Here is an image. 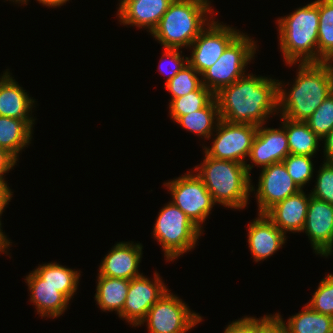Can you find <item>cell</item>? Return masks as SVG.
Returning a JSON list of instances; mask_svg holds the SVG:
<instances>
[{
	"label": "cell",
	"mask_w": 333,
	"mask_h": 333,
	"mask_svg": "<svg viewBox=\"0 0 333 333\" xmlns=\"http://www.w3.org/2000/svg\"><path fill=\"white\" fill-rule=\"evenodd\" d=\"M10 194L0 185V204L4 202Z\"/></svg>",
	"instance_id": "obj_42"
},
{
	"label": "cell",
	"mask_w": 333,
	"mask_h": 333,
	"mask_svg": "<svg viewBox=\"0 0 333 333\" xmlns=\"http://www.w3.org/2000/svg\"><path fill=\"white\" fill-rule=\"evenodd\" d=\"M259 319V320H258ZM257 333H286L280 322L273 315L257 318Z\"/></svg>",
	"instance_id": "obj_38"
},
{
	"label": "cell",
	"mask_w": 333,
	"mask_h": 333,
	"mask_svg": "<svg viewBox=\"0 0 333 333\" xmlns=\"http://www.w3.org/2000/svg\"><path fill=\"white\" fill-rule=\"evenodd\" d=\"M281 117L282 127L285 129L289 152L293 155L314 156L317 153L319 138L305 121H294Z\"/></svg>",
	"instance_id": "obj_25"
},
{
	"label": "cell",
	"mask_w": 333,
	"mask_h": 333,
	"mask_svg": "<svg viewBox=\"0 0 333 333\" xmlns=\"http://www.w3.org/2000/svg\"><path fill=\"white\" fill-rule=\"evenodd\" d=\"M245 33H240L224 50L218 60L202 75V85L216 94L246 73L244 70L256 54V43ZM250 61V62H249Z\"/></svg>",
	"instance_id": "obj_7"
},
{
	"label": "cell",
	"mask_w": 333,
	"mask_h": 333,
	"mask_svg": "<svg viewBox=\"0 0 333 333\" xmlns=\"http://www.w3.org/2000/svg\"><path fill=\"white\" fill-rule=\"evenodd\" d=\"M324 161H333V129L324 137Z\"/></svg>",
	"instance_id": "obj_40"
},
{
	"label": "cell",
	"mask_w": 333,
	"mask_h": 333,
	"mask_svg": "<svg viewBox=\"0 0 333 333\" xmlns=\"http://www.w3.org/2000/svg\"><path fill=\"white\" fill-rule=\"evenodd\" d=\"M25 280L31 293L29 300L41 317L56 318L67 310L70 300L57 288L45 283L34 271Z\"/></svg>",
	"instance_id": "obj_20"
},
{
	"label": "cell",
	"mask_w": 333,
	"mask_h": 333,
	"mask_svg": "<svg viewBox=\"0 0 333 333\" xmlns=\"http://www.w3.org/2000/svg\"><path fill=\"white\" fill-rule=\"evenodd\" d=\"M210 4L208 0H173L152 36L164 48H189L213 20L211 17L208 21L207 14L212 12Z\"/></svg>",
	"instance_id": "obj_5"
},
{
	"label": "cell",
	"mask_w": 333,
	"mask_h": 333,
	"mask_svg": "<svg viewBox=\"0 0 333 333\" xmlns=\"http://www.w3.org/2000/svg\"><path fill=\"white\" fill-rule=\"evenodd\" d=\"M288 138L285 129L281 126L279 129L258 126L256 135L252 142L249 153V159L252 164H245L248 174L254 164L258 167H268L277 162H283L289 155ZM254 163V164H253Z\"/></svg>",
	"instance_id": "obj_15"
},
{
	"label": "cell",
	"mask_w": 333,
	"mask_h": 333,
	"mask_svg": "<svg viewBox=\"0 0 333 333\" xmlns=\"http://www.w3.org/2000/svg\"><path fill=\"white\" fill-rule=\"evenodd\" d=\"M12 195H10L4 202H2L0 204V216L3 213L4 208L6 207V205H8L9 201L12 199ZM1 219H0V252L7 254V249H9L8 247L11 245L12 242H10L9 239H7L6 235L2 232L3 230L1 229Z\"/></svg>",
	"instance_id": "obj_39"
},
{
	"label": "cell",
	"mask_w": 333,
	"mask_h": 333,
	"mask_svg": "<svg viewBox=\"0 0 333 333\" xmlns=\"http://www.w3.org/2000/svg\"><path fill=\"white\" fill-rule=\"evenodd\" d=\"M34 119H16L0 116V148L17 161L18 155L31 142Z\"/></svg>",
	"instance_id": "obj_22"
},
{
	"label": "cell",
	"mask_w": 333,
	"mask_h": 333,
	"mask_svg": "<svg viewBox=\"0 0 333 333\" xmlns=\"http://www.w3.org/2000/svg\"><path fill=\"white\" fill-rule=\"evenodd\" d=\"M223 333H257V318L244 317L229 324Z\"/></svg>",
	"instance_id": "obj_36"
},
{
	"label": "cell",
	"mask_w": 333,
	"mask_h": 333,
	"mask_svg": "<svg viewBox=\"0 0 333 333\" xmlns=\"http://www.w3.org/2000/svg\"><path fill=\"white\" fill-rule=\"evenodd\" d=\"M317 288L307 305L318 313L333 317V274L322 279Z\"/></svg>",
	"instance_id": "obj_33"
},
{
	"label": "cell",
	"mask_w": 333,
	"mask_h": 333,
	"mask_svg": "<svg viewBox=\"0 0 333 333\" xmlns=\"http://www.w3.org/2000/svg\"><path fill=\"white\" fill-rule=\"evenodd\" d=\"M258 216L248 225V245L255 262L270 258L286 242V235L265 214Z\"/></svg>",
	"instance_id": "obj_18"
},
{
	"label": "cell",
	"mask_w": 333,
	"mask_h": 333,
	"mask_svg": "<svg viewBox=\"0 0 333 333\" xmlns=\"http://www.w3.org/2000/svg\"><path fill=\"white\" fill-rule=\"evenodd\" d=\"M8 70L0 77V116L34 119L30 115L35 104L34 99L18 85Z\"/></svg>",
	"instance_id": "obj_21"
},
{
	"label": "cell",
	"mask_w": 333,
	"mask_h": 333,
	"mask_svg": "<svg viewBox=\"0 0 333 333\" xmlns=\"http://www.w3.org/2000/svg\"><path fill=\"white\" fill-rule=\"evenodd\" d=\"M179 50L180 49L177 48H164V53L161 57L158 70L162 74H167V80L165 82H168L170 79H172L188 63V57H185L184 59V56L181 55L182 51ZM164 58L165 61L168 60L167 63L169 62L170 64L168 65H170L172 68L170 66L169 68H165L168 65L166 66L165 63H162ZM166 69L169 70L165 71Z\"/></svg>",
	"instance_id": "obj_35"
},
{
	"label": "cell",
	"mask_w": 333,
	"mask_h": 333,
	"mask_svg": "<svg viewBox=\"0 0 333 333\" xmlns=\"http://www.w3.org/2000/svg\"><path fill=\"white\" fill-rule=\"evenodd\" d=\"M279 45L287 65L319 63V0L278 18Z\"/></svg>",
	"instance_id": "obj_3"
},
{
	"label": "cell",
	"mask_w": 333,
	"mask_h": 333,
	"mask_svg": "<svg viewBox=\"0 0 333 333\" xmlns=\"http://www.w3.org/2000/svg\"><path fill=\"white\" fill-rule=\"evenodd\" d=\"M278 81L245 74L223 87L214 94L220 119L230 123L264 125L267 118L278 113Z\"/></svg>",
	"instance_id": "obj_1"
},
{
	"label": "cell",
	"mask_w": 333,
	"mask_h": 333,
	"mask_svg": "<svg viewBox=\"0 0 333 333\" xmlns=\"http://www.w3.org/2000/svg\"><path fill=\"white\" fill-rule=\"evenodd\" d=\"M309 201L310 194L307 196L302 189L275 204L265 215L284 234H287L286 232L299 233L302 232L305 224Z\"/></svg>",
	"instance_id": "obj_19"
},
{
	"label": "cell",
	"mask_w": 333,
	"mask_h": 333,
	"mask_svg": "<svg viewBox=\"0 0 333 333\" xmlns=\"http://www.w3.org/2000/svg\"><path fill=\"white\" fill-rule=\"evenodd\" d=\"M258 126L230 123L220 119L212 146L204 152L214 159L235 161L246 164Z\"/></svg>",
	"instance_id": "obj_10"
},
{
	"label": "cell",
	"mask_w": 333,
	"mask_h": 333,
	"mask_svg": "<svg viewBox=\"0 0 333 333\" xmlns=\"http://www.w3.org/2000/svg\"><path fill=\"white\" fill-rule=\"evenodd\" d=\"M219 121L220 114L215 97L204 108L180 116L175 120L183 129L208 140L213 136V131H215Z\"/></svg>",
	"instance_id": "obj_26"
},
{
	"label": "cell",
	"mask_w": 333,
	"mask_h": 333,
	"mask_svg": "<svg viewBox=\"0 0 333 333\" xmlns=\"http://www.w3.org/2000/svg\"><path fill=\"white\" fill-rule=\"evenodd\" d=\"M7 1H8V0H7ZM9 1H13V2H16V3H17L19 0H9Z\"/></svg>",
	"instance_id": "obj_44"
},
{
	"label": "cell",
	"mask_w": 333,
	"mask_h": 333,
	"mask_svg": "<svg viewBox=\"0 0 333 333\" xmlns=\"http://www.w3.org/2000/svg\"><path fill=\"white\" fill-rule=\"evenodd\" d=\"M257 186L255 196L259 214H265L275 204L301 190L287 173L283 162L263 168Z\"/></svg>",
	"instance_id": "obj_13"
},
{
	"label": "cell",
	"mask_w": 333,
	"mask_h": 333,
	"mask_svg": "<svg viewBox=\"0 0 333 333\" xmlns=\"http://www.w3.org/2000/svg\"><path fill=\"white\" fill-rule=\"evenodd\" d=\"M194 67L187 63L172 79L166 82L165 87L172 95V99L182 97L197 90L202 85V78Z\"/></svg>",
	"instance_id": "obj_30"
},
{
	"label": "cell",
	"mask_w": 333,
	"mask_h": 333,
	"mask_svg": "<svg viewBox=\"0 0 333 333\" xmlns=\"http://www.w3.org/2000/svg\"><path fill=\"white\" fill-rule=\"evenodd\" d=\"M194 172L203 180L214 202L231 209L245 208L250 192L255 191L245 164L239 162L214 159L205 153Z\"/></svg>",
	"instance_id": "obj_4"
},
{
	"label": "cell",
	"mask_w": 333,
	"mask_h": 333,
	"mask_svg": "<svg viewBox=\"0 0 333 333\" xmlns=\"http://www.w3.org/2000/svg\"><path fill=\"white\" fill-rule=\"evenodd\" d=\"M17 163V160L6 150L0 148V185L10 194L13 195L10 187L4 179L5 173L10 171Z\"/></svg>",
	"instance_id": "obj_37"
},
{
	"label": "cell",
	"mask_w": 333,
	"mask_h": 333,
	"mask_svg": "<svg viewBox=\"0 0 333 333\" xmlns=\"http://www.w3.org/2000/svg\"><path fill=\"white\" fill-rule=\"evenodd\" d=\"M310 195L333 205V161L323 162Z\"/></svg>",
	"instance_id": "obj_34"
},
{
	"label": "cell",
	"mask_w": 333,
	"mask_h": 333,
	"mask_svg": "<svg viewBox=\"0 0 333 333\" xmlns=\"http://www.w3.org/2000/svg\"><path fill=\"white\" fill-rule=\"evenodd\" d=\"M308 235L316 254L326 258L333 252V205L310 195L302 232Z\"/></svg>",
	"instance_id": "obj_14"
},
{
	"label": "cell",
	"mask_w": 333,
	"mask_h": 333,
	"mask_svg": "<svg viewBox=\"0 0 333 333\" xmlns=\"http://www.w3.org/2000/svg\"><path fill=\"white\" fill-rule=\"evenodd\" d=\"M213 19L189 48L193 49L188 63L202 75L223 54L227 46L241 33Z\"/></svg>",
	"instance_id": "obj_11"
},
{
	"label": "cell",
	"mask_w": 333,
	"mask_h": 333,
	"mask_svg": "<svg viewBox=\"0 0 333 333\" xmlns=\"http://www.w3.org/2000/svg\"><path fill=\"white\" fill-rule=\"evenodd\" d=\"M305 122L321 139L333 129V93L323 101Z\"/></svg>",
	"instance_id": "obj_32"
},
{
	"label": "cell",
	"mask_w": 333,
	"mask_h": 333,
	"mask_svg": "<svg viewBox=\"0 0 333 333\" xmlns=\"http://www.w3.org/2000/svg\"><path fill=\"white\" fill-rule=\"evenodd\" d=\"M329 62V64H330V66H331V68H332V71H333V58L330 60V61H328Z\"/></svg>",
	"instance_id": "obj_43"
},
{
	"label": "cell",
	"mask_w": 333,
	"mask_h": 333,
	"mask_svg": "<svg viewBox=\"0 0 333 333\" xmlns=\"http://www.w3.org/2000/svg\"><path fill=\"white\" fill-rule=\"evenodd\" d=\"M296 75L288 93L278 81V111L284 118L305 121L333 93V71L329 62L299 63Z\"/></svg>",
	"instance_id": "obj_2"
},
{
	"label": "cell",
	"mask_w": 333,
	"mask_h": 333,
	"mask_svg": "<svg viewBox=\"0 0 333 333\" xmlns=\"http://www.w3.org/2000/svg\"><path fill=\"white\" fill-rule=\"evenodd\" d=\"M153 227V237L163 248L168 261L193 249L202 230L171 201L158 213Z\"/></svg>",
	"instance_id": "obj_6"
},
{
	"label": "cell",
	"mask_w": 333,
	"mask_h": 333,
	"mask_svg": "<svg viewBox=\"0 0 333 333\" xmlns=\"http://www.w3.org/2000/svg\"><path fill=\"white\" fill-rule=\"evenodd\" d=\"M312 157L314 158V156L289 154L283 160L287 173L301 190L313 176Z\"/></svg>",
	"instance_id": "obj_31"
},
{
	"label": "cell",
	"mask_w": 333,
	"mask_h": 333,
	"mask_svg": "<svg viewBox=\"0 0 333 333\" xmlns=\"http://www.w3.org/2000/svg\"><path fill=\"white\" fill-rule=\"evenodd\" d=\"M33 271L45 283L57 288L69 300H71L77 291L80 281V271L72 270L55 262L40 265Z\"/></svg>",
	"instance_id": "obj_27"
},
{
	"label": "cell",
	"mask_w": 333,
	"mask_h": 333,
	"mask_svg": "<svg viewBox=\"0 0 333 333\" xmlns=\"http://www.w3.org/2000/svg\"><path fill=\"white\" fill-rule=\"evenodd\" d=\"M151 280L143 274L130 280L126 301L119 317L134 327L140 326L150 308L168 291L157 272Z\"/></svg>",
	"instance_id": "obj_12"
},
{
	"label": "cell",
	"mask_w": 333,
	"mask_h": 333,
	"mask_svg": "<svg viewBox=\"0 0 333 333\" xmlns=\"http://www.w3.org/2000/svg\"><path fill=\"white\" fill-rule=\"evenodd\" d=\"M95 300L102 311H123L130 280L105 276L97 277Z\"/></svg>",
	"instance_id": "obj_24"
},
{
	"label": "cell",
	"mask_w": 333,
	"mask_h": 333,
	"mask_svg": "<svg viewBox=\"0 0 333 333\" xmlns=\"http://www.w3.org/2000/svg\"><path fill=\"white\" fill-rule=\"evenodd\" d=\"M39 3H42L44 6L48 7H59L68 2L69 0H37ZM28 0H19L17 3H21V5H27Z\"/></svg>",
	"instance_id": "obj_41"
},
{
	"label": "cell",
	"mask_w": 333,
	"mask_h": 333,
	"mask_svg": "<svg viewBox=\"0 0 333 333\" xmlns=\"http://www.w3.org/2000/svg\"><path fill=\"white\" fill-rule=\"evenodd\" d=\"M142 244L130 242L116 243L102 260L98 276L131 280L143 273L138 267L142 258Z\"/></svg>",
	"instance_id": "obj_16"
},
{
	"label": "cell",
	"mask_w": 333,
	"mask_h": 333,
	"mask_svg": "<svg viewBox=\"0 0 333 333\" xmlns=\"http://www.w3.org/2000/svg\"><path fill=\"white\" fill-rule=\"evenodd\" d=\"M213 98L214 94L204 85H201L193 92L170 100V117L175 121L180 116L198 111L204 108Z\"/></svg>",
	"instance_id": "obj_29"
},
{
	"label": "cell",
	"mask_w": 333,
	"mask_h": 333,
	"mask_svg": "<svg viewBox=\"0 0 333 333\" xmlns=\"http://www.w3.org/2000/svg\"><path fill=\"white\" fill-rule=\"evenodd\" d=\"M187 173L163 184L172 195L171 202L202 230L201 224L205 222L216 203L203 180L197 174Z\"/></svg>",
	"instance_id": "obj_9"
},
{
	"label": "cell",
	"mask_w": 333,
	"mask_h": 333,
	"mask_svg": "<svg viewBox=\"0 0 333 333\" xmlns=\"http://www.w3.org/2000/svg\"><path fill=\"white\" fill-rule=\"evenodd\" d=\"M202 316L191 312L189 306L169 290L150 308L146 318L149 333H187L199 322Z\"/></svg>",
	"instance_id": "obj_8"
},
{
	"label": "cell",
	"mask_w": 333,
	"mask_h": 333,
	"mask_svg": "<svg viewBox=\"0 0 333 333\" xmlns=\"http://www.w3.org/2000/svg\"><path fill=\"white\" fill-rule=\"evenodd\" d=\"M118 14L120 22L138 28H148V32L157 27L160 19L173 0H119Z\"/></svg>",
	"instance_id": "obj_17"
},
{
	"label": "cell",
	"mask_w": 333,
	"mask_h": 333,
	"mask_svg": "<svg viewBox=\"0 0 333 333\" xmlns=\"http://www.w3.org/2000/svg\"><path fill=\"white\" fill-rule=\"evenodd\" d=\"M273 316L280 322L286 333H333V317L318 313L307 304L296 315L288 318L287 323L279 313Z\"/></svg>",
	"instance_id": "obj_23"
},
{
	"label": "cell",
	"mask_w": 333,
	"mask_h": 333,
	"mask_svg": "<svg viewBox=\"0 0 333 333\" xmlns=\"http://www.w3.org/2000/svg\"><path fill=\"white\" fill-rule=\"evenodd\" d=\"M319 63L333 58V0H319Z\"/></svg>",
	"instance_id": "obj_28"
}]
</instances>
